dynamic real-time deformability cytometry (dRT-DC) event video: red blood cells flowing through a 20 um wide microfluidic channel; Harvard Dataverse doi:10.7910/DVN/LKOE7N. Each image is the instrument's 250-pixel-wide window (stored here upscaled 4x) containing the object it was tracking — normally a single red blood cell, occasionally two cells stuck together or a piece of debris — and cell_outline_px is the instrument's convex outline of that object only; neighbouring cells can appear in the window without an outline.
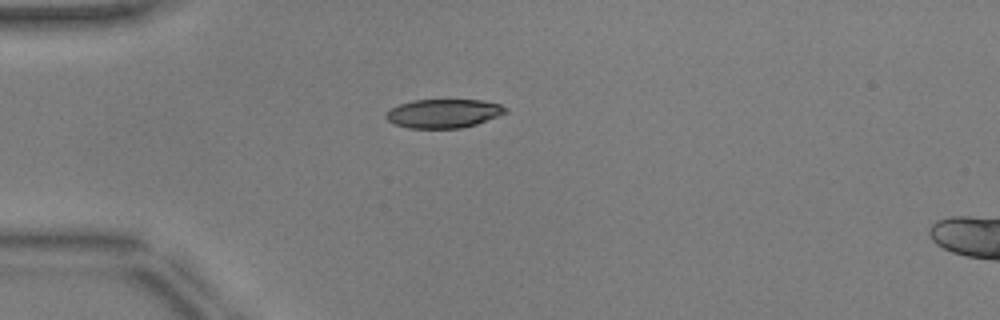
{"species": "common noctule bat (a hibernating species)", "species_latin": "Nyctalus noctula", "temperature_condition": "warm", "stored_images_in_passage": 38, "camera_frame_rate_fps": 3000, "um_per_image_px": 0.085, "animal": {"sex": "male", "body_mass_g": 17.9, "forearm_length_mm": 54.2}, "frame": {"image": 1, "passage_image": 1, "time_ms": 0.0, "image_size_px": [1000, 320], "cell_outline_px": [[508, 112], [476, 124], [460, 128], [408, 128], [396, 124], [388, 120], [384, 116], [392, 108], [400, 104], [412, 100], [484, 100], [500, 104], [508, 108]], "centroid_in_image_um": [37.73, 9.64], "position_along_channel_um": 47.3, "area_um2": 19.94}}
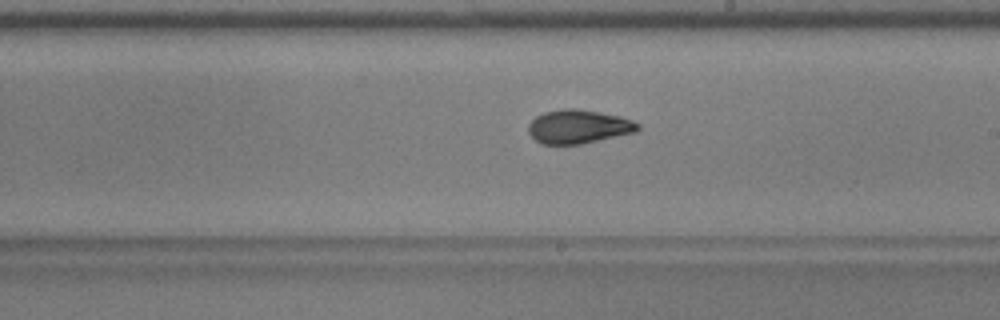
{"frame": {"image": 2, "passage_image": 17, "time_ms": 5.333, "image_size_px": [1000, 320], "cell_outline_px": [[640, 128], [636, 132], [580, 144], [540, 144], [528, 132], [528, 124], [536, 116], [544, 112], [568, 108], [572, 108], [600, 112], [620, 116], [632, 120], [640, 124]], "centroid_in_image_um": [49.17, 10.76], "position_along_channel_um": 239.8, "area_um2": 21.44}}
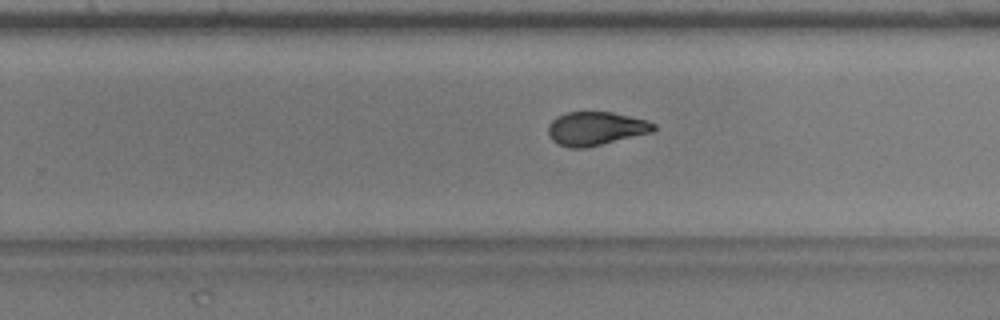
{"frame": {"image": 3, "passage_image": 20, "time_ms": 6.333, "image_size_px": [1000, 320], "cell_outline_px": [[656, 128], [652, 132], [584, 148], [568, 148], [552, 140], [548, 132], [548, 124], [556, 116], [568, 112], [612, 112], [644, 120], [656, 124]], "centroid_in_image_um": [50.6, 10.92], "position_along_channel_um": 279.2, "area_um2": 20.4}, "authors_computed_cell_mechanics": {"area_um2": 21.5016, "velocity_mm_per_s": 3.947, "shape_relaxation_time_tau1_ms": 4.769, "shape_relaxation_time_tau2_ms": 1.5033, "deformation_change_tau1": 0.1701, "deformation_change_tau2": 0.0725}}